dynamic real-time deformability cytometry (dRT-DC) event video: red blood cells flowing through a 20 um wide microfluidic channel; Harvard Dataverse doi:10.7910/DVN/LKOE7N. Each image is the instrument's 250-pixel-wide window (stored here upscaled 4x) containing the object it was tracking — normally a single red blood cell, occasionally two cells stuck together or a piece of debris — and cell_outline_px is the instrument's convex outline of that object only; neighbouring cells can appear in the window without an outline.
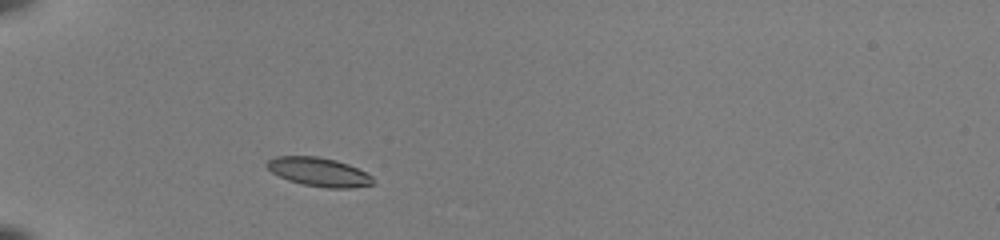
{"species": "common noctule bat (a hibernating species)", "species_latin": "Nyctalus noctula", "temperature_condition": "room temperature", "stored_images_in_passage": 36, "camera_frame_rate_fps": 3000, "um_per_image_px": 0.085, "animal": {"sex": "female", "body_mass_g": 22.0, "forearm_length_mm": 56.7}, "frame": {"image": 1, "passage_image": 1, "time_ms": 0.0, "image_size_px": [1000, 240], "cell_outline_px": [[376, 184], [352, 188], [328, 188], [304, 184], [288, 180], [272, 172], [264, 164], [268, 160], [276, 156], [316, 156], [336, 160], [348, 164], [372, 176]], "centroid_in_image_um": [27.12, 14.61], "position_along_channel_um": 57.9, "area_um2": 17.74}}
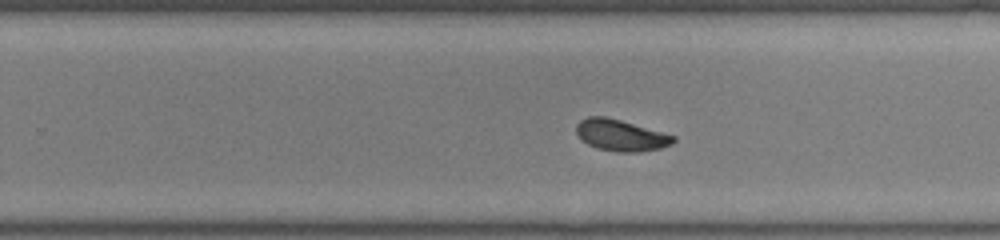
{"frame": {"image": 2, "passage_image": 19, "time_ms": 6.0, "image_size_px": [1000, 240], "cell_outline_px": [[676, 140], [672, 144], [660, 148], [640, 152], [616, 152], [596, 148], [580, 140], [576, 132], [576, 124], [580, 120], [588, 116], [604, 116], [620, 120], [676, 136]], "centroid_in_image_um": [52.74, 11.5], "position_along_channel_um": 277.1, "area_um2": 17.86}}
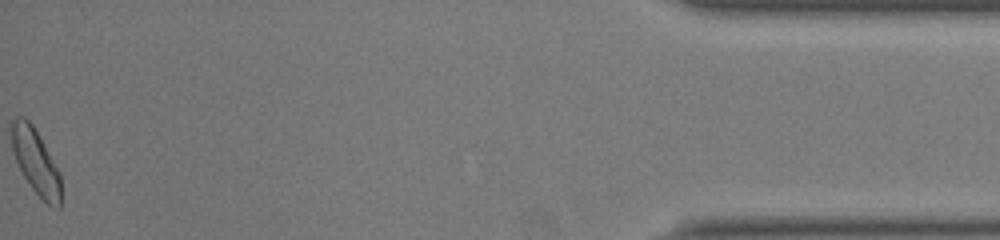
{"frame": {"image": 3, "passage_image": 36, "time_ms": 11.667, "image_size_px": [1000, 240], "cell_outline_px": [[60, 208], [56, 208], [48, 204], [32, 188], [24, 176], [16, 160], [12, 148], [12, 120], [16, 116], [24, 116], [32, 124], [60, 172]], "centroid_in_image_um": [3.04, 13.72], "position_along_channel_um": 432.2, "area_um2": 18.26}, "authors_computed_cell_mechanics": {"area_um2": 17.918, "velocity_mm_per_s": 3.9815, "shape_relaxation_time_tau1_ms": 3.7589, "shape_relaxation_time_tau2_ms": 2.6158, "deformation_change_tau1": 0.1182, "deformation_change_tau2": 0.0816}}